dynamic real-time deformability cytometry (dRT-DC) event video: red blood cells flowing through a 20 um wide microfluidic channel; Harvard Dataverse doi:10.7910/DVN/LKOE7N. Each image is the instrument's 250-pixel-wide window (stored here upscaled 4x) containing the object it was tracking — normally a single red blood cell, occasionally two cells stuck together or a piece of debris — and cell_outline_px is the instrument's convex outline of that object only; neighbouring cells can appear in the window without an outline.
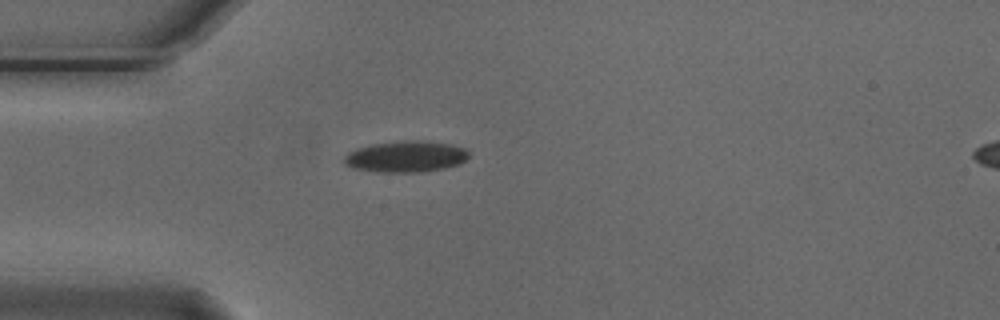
{"species": "Egyptian fruit bat (a non-hibernating species)", "species_latin": "Rousettus aegyptiacus", "temperature_condition": "cold", "stored_images_in_passage": 4, "camera_frame_rate_fps": 3000, "um_per_image_px": 0.085, "animal": {"sex": "male"}, "frame": {"image": 1, "passage_image": 4, "time_ms": 1.0, "image_size_px": [1000, 320], "cell_outline_px": [[468, 156], [460, 164], [444, 168], [420, 172], [380, 172], [352, 168], [344, 164], [344, 156], [348, 152], [356, 148], [372, 144], [400, 140], [428, 140], [452, 144], [464, 148], [468, 152]], "centroid_in_image_um": [34.48, 13.29], "position_along_channel_um": 50.5, "area_um2": 22.95}}